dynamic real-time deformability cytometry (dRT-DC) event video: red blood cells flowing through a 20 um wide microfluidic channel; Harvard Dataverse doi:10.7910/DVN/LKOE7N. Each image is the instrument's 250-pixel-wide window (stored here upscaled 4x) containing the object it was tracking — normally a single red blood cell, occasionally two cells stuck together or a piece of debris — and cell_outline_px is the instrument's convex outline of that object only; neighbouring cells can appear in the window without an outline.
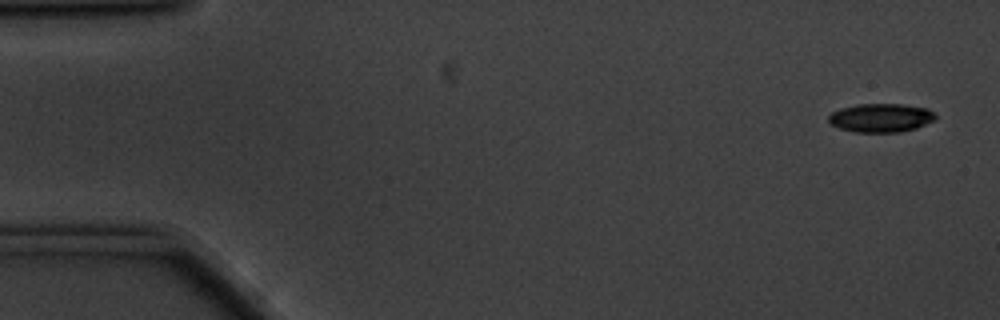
{"species": "common noctule bat (a hibernating species)", "species_latin": "Nyctalus noctula", "temperature_condition": "cold", "stored_images_in_passage": 5, "camera_frame_rate_fps": 3000, "um_per_image_px": 0.085, "animal": {"sex": "male", "body_mass_g": 20.1, "forearm_length_mm": 53.5}, "frame": {"image": 1, "passage_image": 1, "time_ms": 0.0, "image_size_px": [1000, 320], "cell_outline_px": [[936, 120], [916, 128], [900, 132], [856, 132], [840, 128], [832, 124], [828, 120], [828, 116], [832, 112], [840, 108], [856, 104], [900, 104], [928, 108], [936, 112]], "centroid_in_image_um": [74.91, 10.01], "position_along_channel_um": 10.1, "area_um2": 17.98}}